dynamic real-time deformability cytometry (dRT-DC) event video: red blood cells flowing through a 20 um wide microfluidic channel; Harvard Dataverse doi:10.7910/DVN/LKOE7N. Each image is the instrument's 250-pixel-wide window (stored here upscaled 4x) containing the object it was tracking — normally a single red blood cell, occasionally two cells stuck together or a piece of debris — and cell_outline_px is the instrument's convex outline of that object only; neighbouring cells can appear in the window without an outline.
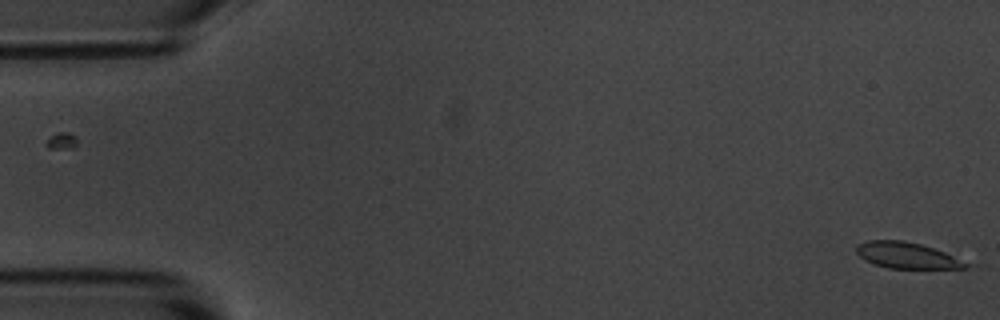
{"species": "common noctule bat (a hibernating species)", "species_latin": "Nyctalus noctula", "temperature_condition": "room temperature", "stored_images_in_passage": 2, "camera_frame_rate_fps": 3000, "um_per_image_px": 0.085, "animal": {"sex": "male", "body_mass_g": 20.1, "forearm_length_mm": 53.5}, "frame": {"image": 1, "passage_image": 2, "time_ms": 1.333, "image_size_px": [1000, 320], "cell_outline_px": [[968, 268], [888, 268], [872, 264], [864, 260], [856, 252], [856, 244], [868, 240], [904, 240], [920, 244], [944, 252], [968, 264]], "centroid_in_image_um": [76.98, 21.7], "position_along_channel_um": 8.0, "area_um2": 16.47}}